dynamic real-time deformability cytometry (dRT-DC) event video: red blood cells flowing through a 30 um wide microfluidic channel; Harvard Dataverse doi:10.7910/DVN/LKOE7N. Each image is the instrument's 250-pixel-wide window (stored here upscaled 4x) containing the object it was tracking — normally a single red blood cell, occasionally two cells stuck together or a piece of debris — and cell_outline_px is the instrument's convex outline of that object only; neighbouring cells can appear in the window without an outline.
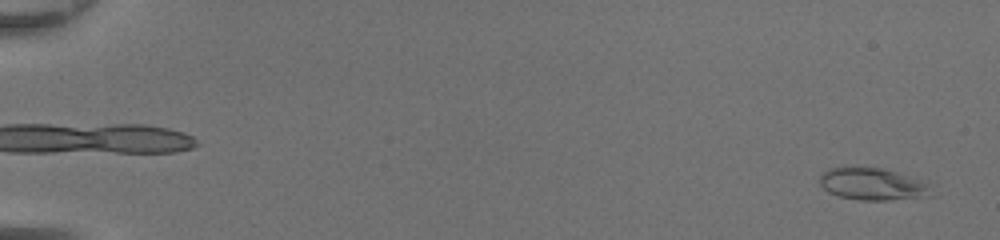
{"species": "common noctule bat (a hibernating species)", "species_latin": "Nyctalus noctula", "temperature_condition": "room temperature", "stored_images_in_passage": 49, "camera_frame_rate_fps": 3000, "um_per_image_px": 0.085, "animal": {"sex": "female", "body_mass_g": 20.0, "forearm_length_mm": 54.0}, "frame": {"image": 1, "passage_image": 2, "time_ms": 0.333, "image_size_px": [1000, 240], "cell_outline_px": [[936, 196], [888, 200], [860, 200], [840, 196], [828, 192], [820, 184], [820, 176], [828, 168], [844, 164], [856, 164], [884, 168], [924, 180], [936, 184]], "centroid_in_image_um": [74.29, 15.6], "position_along_channel_um": 10.7, "area_um2": 22.43}}
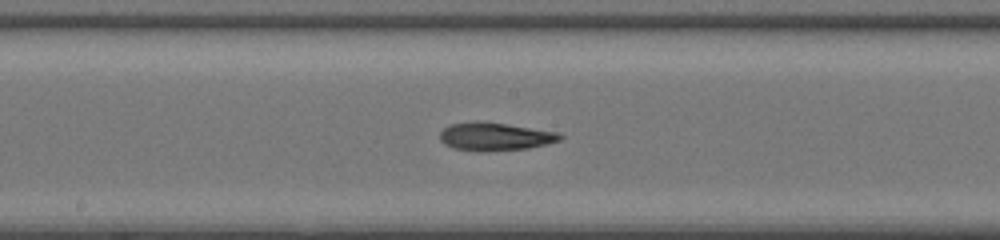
{"frame": {"image": 2, "passage_image": 28, "time_ms": 9.0, "image_size_px": [1000, 240], "cell_outline_px": [[564, 136], [560, 140], [548, 144], [528, 148], [484, 152], [452, 148], [444, 144], [440, 140], [440, 132], [448, 124], [504, 124], [560, 132]], "centroid_in_image_um": [42.13, 11.66], "position_along_channel_um": 206.1, "area_um2": 19.07}}
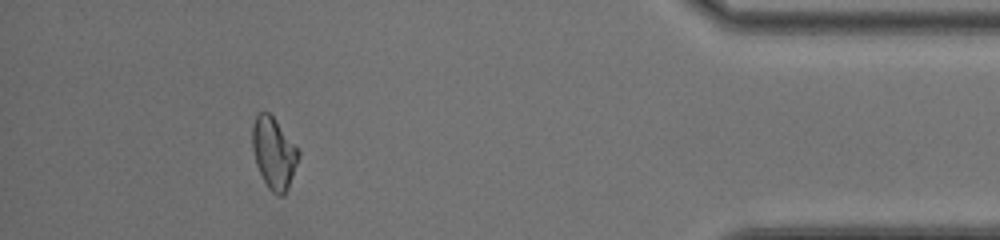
{"frame": {"image": 3, "passage_image": 45, "time_ms": 14.667, "image_size_px": [1000, 240], "cell_outline_px": [[300, 156], [288, 188], [284, 196], [280, 196], [272, 192], [268, 188], [256, 164], [252, 148], [252, 124], [256, 112], [268, 112], [276, 120], [300, 148]], "centroid_in_image_um": [23.29, 12.98], "position_along_channel_um": 411.9, "area_um2": 19.54}, "authors_computed_cell_mechanics": {"area_um2": 19.9988, "velocity_mm_per_s": 4.4114, "shape_relaxation_time_tau1_ms": null, "shape_relaxation_time_tau2_ms": 3.3241, "deformation_change_tau1": null, "deformation_change_tau2": 0.1055}}